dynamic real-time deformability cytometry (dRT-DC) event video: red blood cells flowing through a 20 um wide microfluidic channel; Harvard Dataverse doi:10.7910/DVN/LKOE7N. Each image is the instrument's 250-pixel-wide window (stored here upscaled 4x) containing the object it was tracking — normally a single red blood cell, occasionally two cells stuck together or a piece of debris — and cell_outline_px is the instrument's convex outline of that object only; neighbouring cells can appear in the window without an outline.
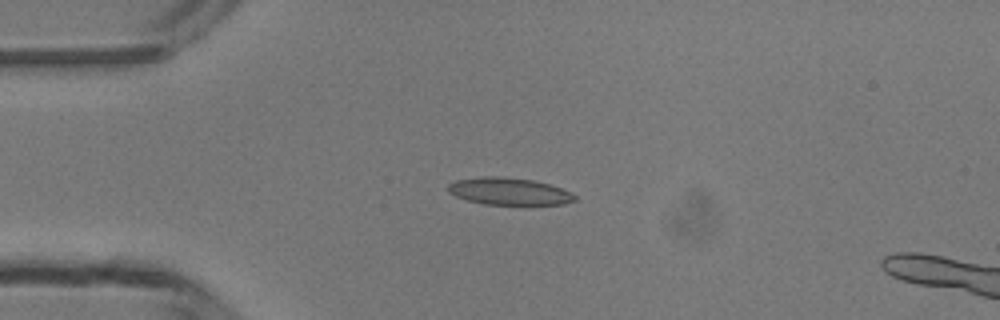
{"species": "common noctule bat (a hibernating species)", "species_latin": "Nyctalus noctula", "temperature_condition": "room temperature", "stored_images_in_passage": 38, "camera_frame_rate_fps": 3000, "um_per_image_px": 0.085, "animal": {"sex": "male", "body_mass_g": 13.3}, "frame": {"image": 1, "passage_image": 1, "time_ms": 0.0, "image_size_px": [1000, 320], "cell_outline_px": [[576, 200], [564, 204], [484, 204], [468, 200], [456, 196], [448, 192], [448, 184], [456, 180], [480, 176], [500, 176], [532, 180], [548, 184], [560, 188], [576, 196]], "centroid_in_image_um": [43.23, 16.25], "position_along_channel_um": 41.8, "area_um2": 19.83}}
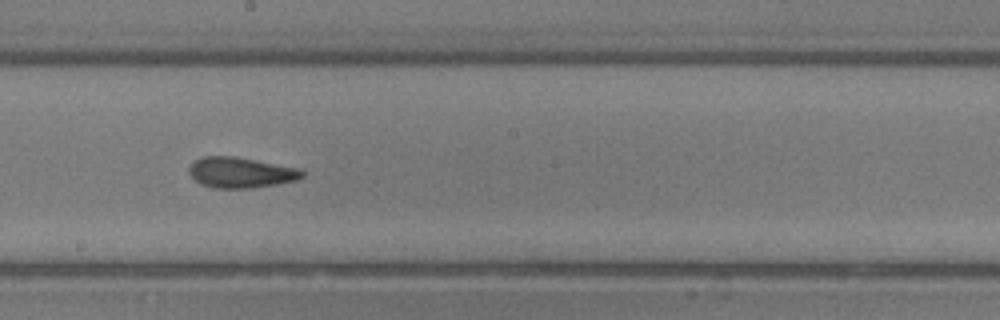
{"frame": {"image": 2, "passage_image": 16, "time_ms": 5.0, "image_size_px": [1000, 320], "cell_outline_px": [[304, 176], [296, 180], [276, 184], [252, 188], [212, 188], [200, 184], [188, 172], [188, 168], [196, 160], [204, 156], [236, 156], [300, 168], [304, 172]], "centroid_in_image_um": [20.47, 14.66], "position_along_channel_um": 227.7, "area_um2": 20.23}}
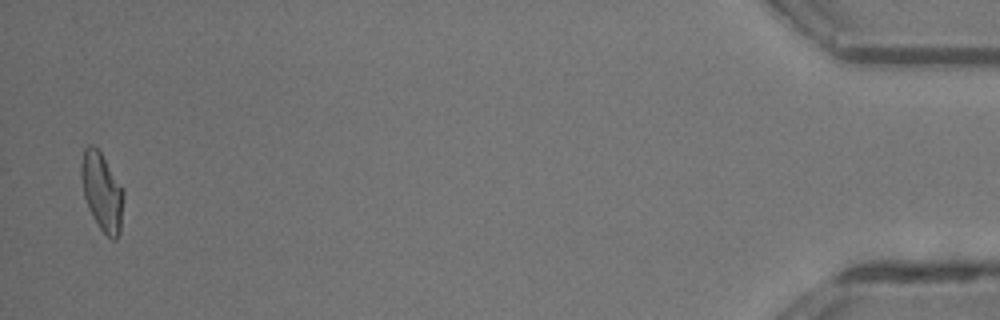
{"frame": {"image": 3, "passage_image": 37, "time_ms": 12.0, "image_size_px": [1000, 320], "cell_outline_px": [[124, 196], [120, 232], [116, 240], [112, 240], [100, 228], [92, 216], [88, 208], [84, 196], [80, 176], [80, 164], [84, 148], [88, 144], [92, 144], [100, 152], [124, 188]], "centroid_in_image_um": [8.66, 16.28], "position_along_channel_um": 426.5, "area_um2": 19.48}}